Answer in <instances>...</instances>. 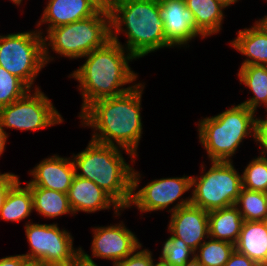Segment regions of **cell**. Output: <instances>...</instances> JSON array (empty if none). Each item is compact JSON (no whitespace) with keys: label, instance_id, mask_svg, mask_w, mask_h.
Listing matches in <instances>:
<instances>
[{"label":"cell","instance_id":"cell-19","mask_svg":"<svg viewBox=\"0 0 267 266\" xmlns=\"http://www.w3.org/2000/svg\"><path fill=\"white\" fill-rule=\"evenodd\" d=\"M235 249L251 260L267 265V229L263 221H244Z\"/></svg>","mask_w":267,"mask_h":266},{"label":"cell","instance_id":"cell-4","mask_svg":"<svg viewBox=\"0 0 267 266\" xmlns=\"http://www.w3.org/2000/svg\"><path fill=\"white\" fill-rule=\"evenodd\" d=\"M121 149L91 139L83 151L71 158L75 175L93 181L124 211L131 202L133 168Z\"/></svg>","mask_w":267,"mask_h":266},{"label":"cell","instance_id":"cell-41","mask_svg":"<svg viewBox=\"0 0 267 266\" xmlns=\"http://www.w3.org/2000/svg\"><path fill=\"white\" fill-rule=\"evenodd\" d=\"M267 31V15L262 17V19H259L258 21Z\"/></svg>","mask_w":267,"mask_h":266},{"label":"cell","instance_id":"cell-31","mask_svg":"<svg viewBox=\"0 0 267 266\" xmlns=\"http://www.w3.org/2000/svg\"><path fill=\"white\" fill-rule=\"evenodd\" d=\"M255 141L259 143L261 156L266 157L267 155V117L265 119H256V133Z\"/></svg>","mask_w":267,"mask_h":266},{"label":"cell","instance_id":"cell-14","mask_svg":"<svg viewBox=\"0 0 267 266\" xmlns=\"http://www.w3.org/2000/svg\"><path fill=\"white\" fill-rule=\"evenodd\" d=\"M168 232L196 251L209 238L208 212L192 204L171 213Z\"/></svg>","mask_w":267,"mask_h":266},{"label":"cell","instance_id":"cell-7","mask_svg":"<svg viewBox=\"0 0 267 266\" xmlns=\"http://www.w3.org/2000/svg\"><path fill=\"white\" fill-rule=\"evenodd\" d=\"M203 168V175L191 177V204L207 212L235 205L243 185L233 161H211L205 173Z\"/></svg>","mask_w":267,"mask_h":266},{"label":"cell","instance_id":"cell-45","mask_svg":"<svg viewBox=\"0 0 267 266\" xmlns=\"http://www.w3.org/2000/svg\"><path fill=\"white\" fill-rule=\"evenodd\" d=\"M7 173H0V180L6 175Z\"/></svg>","mask_w":267,"mask_h":266},{"label":"cell","instance_id":"cell-8","mask_svg":"<svg viewBox=\"0 0 267 266\" xmlns=\"http://www.w3.org/2000/svg\"><path fill=\"white\" fill-rule=\"evenodd\" d=\"M43 31L0 35V66L20 78L31 90L44 66Z\"/></svg>","mask_w":267,"mask_h":266},{"label":"cell","instance_id":"cell-1","mask_svg":"<svg viewBox=\"0 0 267 266\" xmlns=\"http://www.w3.org/2000/svg\"><path fill=\"white\" fill-rule=\"evenodd\" d=\"M144 87L142 83H137L125 94L97 100L78 116L82 126L93 128L92 140L122 148L131 162H135L134 158L138 156L143 133L140 109Z\"/></svg>","mask_w":267,"mask_h":266},{"label":"cell","instance_id":"cell-17","mask_svg":"<svg viewBox=\"0 0 267 266\" xmlns=\"http://www.w3.org/2000/svg\"><path fill=\"white\" fill-rule=\"evenodd\" d=\"M98 9L89 0H48L37 27L47 24V30L70 24L94 15Z\"/></svg>","mask_w":267,"mask_h":266},{"label":"cell","instance_id":"cell-11","mask_svg":"<svg viewBox=\"0 0 267 266\" xmlns=\"http://www.w3.org/2000/svg\"><path fill=\"white\" fill-rule=\"evenodd\" d=\"M191 177H170L155 179L149 182L136 192L140 183V173L132 171V197L128 208L131 206L137 207L142 212H152L158 210H164L175 201H178L173 208H170L168 212H175L181 207H185L191 204V196L183 199L182 195L185 192L190 191ZM181 197V199H180Z\"/></svg>","mask_w":267,"mask_h":266},{"label":"cell","instance_id":"cell-12","mask_svg":"<svg viewBox=\"0 0 267 266\" xmlns=\"http://www.w3.org/2000/svg\"><path fill=\"white\" fill-rule=\"evenodd\" d=\"M93 232L92 256L113 261V264L125 259L142 244L136 235L123 222L110 226H97Z\"/></svg>","mask_w":267,"mask_h":266},{"label":"cell","instance_id":"cell-43","mask_svg":"<svg viewBox=\"0 0 267 266\" xmlns=\"http://www.w3.org/2000/svg\"><path fill=\"white\" fill-rule=\"evenodd\" d=\"M10 1L13 2V4L19 6L22 3L23 0H10Z\"/></svg>","mask_w":267,"mask_h":266},{"label":"cell","instance_id":"cell-2","mask_svg":"<svg viewBox=\"0 0 267 266\" xmlns=\"http://www.w3.org/2000/svg\"><path fill=\"white\" fill-rule=\"evenodd\" d=\"M123 46L119 41L109 40L101 48L94 49L84 56V64L69 75L79 82L78 90L81 91L83 99L79 115L91 103L120 96L137 85L123 87L136 81L138 77L129 66V62L136 58Z\"/></svg>","mask_w":267,"mask_h":266},{"label":"cell","instance_id":"cell-3","mask_svg":"<svg viewBox=\"0 0 267 266\" xmlns=\"http://www.w3.org/2000/svg\"><path fill=\"white\" fill-rule=\"evenodd\" d=\"M110 26L115 42L118 34L125 33L128 40L124 48L136 59L164 47L172 48L164 34L159 0H116L110 12Z\"/></svg>","mask_w":267,"mask_h":266},{"label":"cell","instance_id":"cell-9","mask_svg":"<svg viewBox=\"0 0 267 266\" xmlns=\"http://www.w3.org/2000/svg\"><path fill=\"white\" fill-rule=\"evenodd\" d=\"M30 252L22 254L28 261L40 262L47 266H67L79 253L73 247L71 233L58 227V224H25Z\"/></svg>","mask_w":267,"mask_h":266},{"label":"cell","instance_id":"cell-18","mask_svg":"<svg viewBox=\"0 0 267 266\" xmlns=\"http://www.w3.org/2000/svg\"><path fill=\"white\" fill-rule=\"evenodd\" d=\"M237 34L238 36L233 41L231 40L230 44L247 57L241 66H267V31L258 20L254 26L239 30Z\"/></svg>","mask_w":267,"mask_h":266},{"label":"cell","instance_id":"cell-30","mask_svg":"<svg viewBox=\"0 0 267 266\" xmlns=\"http://www.w3.org/2000/svg\"><path fill=\"white\" fill-rule=\"evenodd\" d=\"M141 248L142 245L125 259L113 264V266H151L154 261L152 252ZM138 249L141 250L138 251Z\"/></svg>","mask_w":267,"mask_h":266},{"label":"cell","instance_id":"cell-23","mask_svg":"<svg viewBox=\"0 0 267 266\" xmlns=\"http://www.w3.org/2000/svg\"><path fill=\"white\" fill-rule=\"evenodd\" d=\"M30 191L33 198V209L43 217L55 219L61 215L74 214L67 194L42 187H30Z\"/></svg>","mask_w":267,"mask_h":266},{"label":"cell","instance_id":"cell-35","mask_svg":"<svg viewBox=\"0 0 267 266\" xmlns=\"http://www.w3.org/2000/svg\"><path fill=\"white\" fill-rule=\"evenodd\" d=\"M28 260L23 255L7 256L0 259V266H25Z\"/></svg>","mask_w":267,"mask_h":266},{"label":"cell","instance_id":"cell-39","mask_svg":"<svg viewBox=\"0 0 267 266\" xmlns=\"http://www.w3.org/2000/svg\"><path fill=\"white\" fill-rule=\"evenodd\" d=\"M183 266H202V265L195 257H192V259L187 261Z\"/></svg>","mask_w":267,"mask_h":266},{"label":"cell","instance_id":"cell-37","mask_svg":"<svg viewBox=\"0 0 267 266\" xmlns=\"http://www.w3.org/2000/svg\"><path fill=\"white\" fill-rule=\"evenodd\" d=\"M8 133H6V131L4 130V128L1 126L0 124V156L3 154V152L5 151V145H6V141L8 139Z\"/></svg>","mask_w":267,"mask_h":266},{"label":"cell","instance_id":"cell-27","mask_svg":"<svg viewBox=\"0 0 267 266\" xmlns=\"http://www.w3.org/2000/svg\"><path fill=\"white\" fill-rule=\"evenodd\" d=\"M243 188L251 191L267 190V157H255L242 173Z\"/></svg>","mask_w":267,"mask_h":266},{"label":"cell","instance_id":"cell-6","mask_svg":"<svg viewBox=\"0 0 267 266\" xmlns=\"http://www.w3.org/2000/svg\"><path fill=\"white\" fill-rule=\"evenodd\" d=\"M46 32L47 35L43 36L46 64L54 59L49 55V46L61 57L83 58L111 40L110 13L98 10L88 18L61 25Z\"/></svg>","mask_w":267,"mask_h":266},{"label":"cell","instance_id":"cell-10","mask_svg":"<svg viewBox=\"0 0 267 266\" xmlns=\"http://www.w3.org/2000/svg\"><path fill=\"white\" fill-rule=\"evenodd\" d=\"M52 101L39 89H31L20 99L0 108V124L4 128L36 131L63 122Z\"/></svg>","mask_w":267,"mask_h":266},{"label":"cell","instance_id":"cell-16","mask_svg":"<svg viewBox=\"0 0 267 266\" xmlns=\"http://www.w3.org/2000/svg\"><path fill=\"white\" fill-rule=\"evenodd\" d=\"M68 201L74 215L79 211L94 213L114 208V213L121 215L120 206L93 181L74 176L67 193Z\"/></svg>","mask_w":267,"mask_h":266},{"label":"cell","instance_id":"cell-29","mask_svg":"<svg viewBox=\"0 0 267 266\" xmlns=\"http://www.w3.org/2000/svg\"><path fill=\"white\" fill-rule=\"evenodd\" d=\"M195 251L186 245L181 239L172 234L164 242L160 259L170 266H183L187 261L194 257Z\"/></svg>","mask_w":267,"mask_h":266},{"label":"cell","instance_id":"cell-44","mask_svg":"<svg viewBox=\"0 0 267 266\" xmlns=\"http://www.w3.org/2000/svg\"><path fill=\"white\" fill-rule=\"evenodd\" d=\"M263 222H264L266 229H267V216L263 219Z\"/></svg>","mask_w":267,"mask_h":266},{"label":"cell","instance_id":"cell-24","mask_svg":"<svg viewBox=\"0 0 267 266\" xmlns=\"http://www.w3.org/2000/svg\"><path fill=\"white\" fill-rule=\"evenodd\" d=\"M33 198L30 187L20 186L18 181L9 191L3 207L0 209V218L5 221L20 222L31 215Z\"/></svg>","mask_w":267,"mask_h":266},{"label":"cell","instance_id":"cell-5","mask_svg":"<svg viewBox=\"0 0 267 266\" xmlns=\"http://www.w3.org/2000/svg\"><path fill=\"white\" fill-rule=\"evenodd\" d=\"M256 119L255 112L238 104L220 114L199 120V141L209 160L231 162L246 137L255 140Z\"/></svg>","mask_w":267,"mask_h":266},{"label":"cell","instance_id":"cell-40","mask_svg":"<svg viewBox=\"0 0 267 266\" xmlns=\"http://www.w3.org/2000/svg\"><path fill=\"white\" fill-rule=\"evenodd\" d=\"M153 261V263L151 264V266H170L169 264H167L164 260L159 258L158 262Z\"/></svg>","mask_w":267,"mask_h":266},{"label":"cell","instance_id":"cell-26","mask_svg":"<svg viewBox=\"0 0 267 266\" xmlns=\"http://www.w3.org/2000/svg\"><path fill=\"white\" fill-rule=\"evenodd\" d=\"M198 251H195L194 257L201 263L202 266H224L231 253L235 249V245L222 240L208 238ZM197 252V253H196Z\"/></svg>","mask_w":267,"mask_h":266},{"label":"cell","instance_id":"cell-25","mask_svg":"<svg viewBox=\"0 0 267 266\" xmlns=\"http://www.w3.org/2000/svg\"><path fill=\"white\" fill-rule=\"evenodd\" d=\"M235 206L244 221H263L267 216V198L265 192L242 188Z\"/></svg>","mask_w":267,"mask_h":266},{"label":"cell","instance_id":"cell-22","mask_svg":"<svg viewBox=\"0 0 267 266\" xmlns=\"http://www.w3.org/2000/svg\"><path fill=\"white\" fill-rule=\"evenodd\" d=\"M238 77L240 84L248 87L252 94L248 100L242 102L253 112H256L257 107L263 104L267 111V66L248 65L239 68Z\"/></svg>","mask_w":267,"mask_h":266},{"label":"cell","instance_id":"cell-38","mask_svg":"<svg viewBox=\"0 0 267 266\" xmlns=\"http://www.w3.org/2000/svg\"><path fill=\"white\" fill-rule=\"evenodd\" d=\"M219 4H221L224 8L233 5L238 2V0H216Z\"/></svg>","mask_w":267,"mask_h":266},{"label":"cell","instance_id":"cell-34","mask_svg":"<svg viewBox=\"0 0 267 266\" xmlns=\"http://www.w3.org/2000/svg\"><path fill=\"white\" fill-rule=\"evenodd\" d=\"M67 266H98L91 256L80 248V253Z\"/></svg>","mask_w":267,"mask_h":266},{"label":"cell","instance_id":"cell-42","mask_svg":"<svg viewBox=\"0 0 267 266\" xmlns=\"http://www.w3.org/2000/svg\"><path fill=\"white\" fill-rule=\"evenodd\" d=\"M25 266H47V265H44V264H42L40 262H31V261H28Z\"/></svg>","mask_w":267,"mask_h":266},{"label":"cell","instance_id":"cell-21","mask_svg":"<svg viewBox=\"0 0 267 266\" xmlns=\"http://www.w3.org/2000/svg\"><path fill=\"white\" fill-rule=\"evenodd\" d=\"M187 8L192 12L196 31L201 38L217 34L221 30L224 19V8L216 0H185Z\"/></svg>","mask_w":267,"mask_h":266},{"label":"cell","instance_id":"cell-36","mask_svg":"<svg viewBox=\"0 0 267 266\" xmlns=\"http://www.w3.org/2000/svg\"><path fill=\"white\" fill-rule=\"evenodd\" d=\"M98 10L110 13L116 0H89Z\"/></svg>","mask_w":267,"mask_h":266},{"label":"cell","instance_id":"cell-28","mask_svg":"<svg viewBox=\"0 0 267 266\" xmlns=\"http://www.w3.org/2000/svg\"><path fill=\"white\" fill-rule=\"evenodd\" d=\"M29 90L20 78L0 66V108L20 99Z\"/></svg>","mask_w":267,"mask_h":266},{"label":"cell","instance_id":"cell-13","mask_svg":"<svg viewBox=\"0 0 267 266\" xmlns=\"http://www.w3.org/2000/svg\"><path fill=\"white\" fill-rule=\"evenodd\" d=\"M161 18L164 21V34L168 43L182 47L201 36L196 31V22L185 0H159Z\"/></svg>","mask_w":267,"mask_h":266},{"label":"cell","instance_id":"cell-33","mask_svg":"<svg viewBox=\"0 0 267 266\" xmlns=\"http://www.w3.org/2000/svg\"><path fill=\"white\" fill-rule=\"evenodd\" d=\"M224 266H264L248 258L245 254L238 252L236 249L231 253L229 260Z\"/></svg>","mask_w":267,"mask_h":266},{"label":"cell","instance_id":"cell-15","mask_svg":"<svg viewBox=\"0 0 267 266\" xmlns=\"http://www.w3.org/2000/svg\"><path fill=\"white\" fill-rule=\"evenodd\" d=\"M29 174L33 177L26 182L29 187H42L67 194L75 176V168L70 157L54 154L36 164Z\"/></svg>","mask_w":267,"mask_h":266},{"label":"cell","instance_id":"cell-32","mask_svg":"<svg viewBox=\"0 0 267 266\" xmlns=\"http://www.w3.org/2000/svg\"><path fill=\"white\" fill-rule=\"evenodd\" d=\"M19 181V176L7 172L0 180V209L3 207L10 189Z\"/></svg>","mask_w":267,"mask_h":266},{"label":"cell","instance_id":"cell-20","mask_svg":"<svg viewBox=\"0 0 267 266\" xmlns=\"http://www.w3.org/2000/svg\"><path fill=\"white\" fill-rule=\"evenodd\" d=\"M208 218L210 238L237 243L244 220L235 205L209 211Z\"/></svg>","mask_w":267,"mask_h":266}]
</instances>
